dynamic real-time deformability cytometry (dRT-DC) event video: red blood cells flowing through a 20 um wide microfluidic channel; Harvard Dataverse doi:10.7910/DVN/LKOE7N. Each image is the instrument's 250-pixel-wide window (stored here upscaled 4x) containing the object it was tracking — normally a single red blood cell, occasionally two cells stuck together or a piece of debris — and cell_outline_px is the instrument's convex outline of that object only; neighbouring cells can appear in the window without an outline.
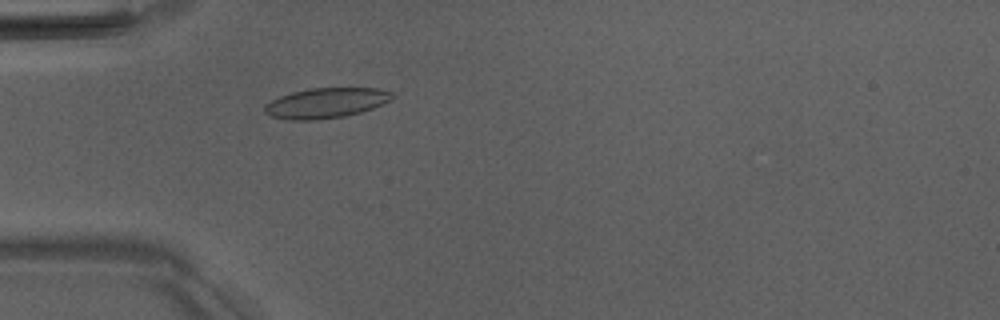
{"species": "Egyptian fruit bat (a non-hibernating species)", "species_latin": "Rousettus aegyptiacus", "temperature_condition": "room temperature", "stored_images_in_passage": 14, "camera_frame_rate_fps": 3000, "um_per_image_px": 0.085, "animal": {"sex": "male"}, "frame": {"image": 1, "passage_image": 3, "time_ms": 0.667, "image_size_px": [1000, 320], "cell_outline_px": [[392, 96], [388, 100], [372, 108], [360, 112], [344, 116], [316, 120], [292, 120], [268, 116], [264, 112], [264, 104], [280, 96], [292, 92], [308, 88], [380, 88], [392, 92]], "centroid_in_image_um": [27.64, 8.75], "position_along_channel_um": 57.4, "area_um2": 22.31}}
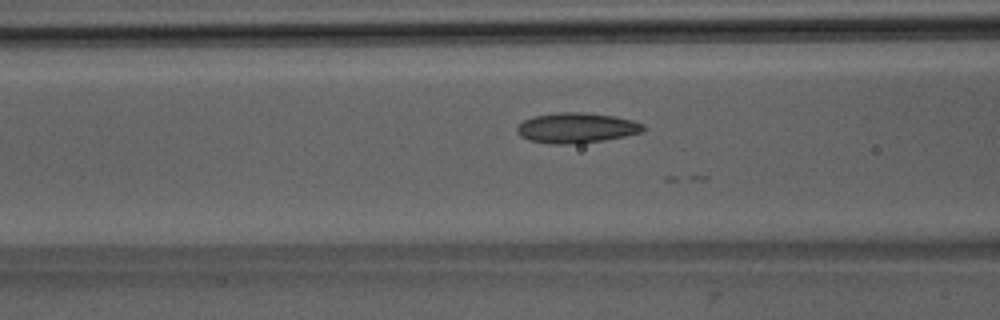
{"frame": {"image": 2, "passage_image": 8, "time_ms": 2.333, "image_size_px": [1000, 320], "cell_outline_px": [[644, 128], [640, 132], [624, 136], [604, 140], [576, 144], [548, 144], [528, 140], [520, 136], [516, 132], [516, 128], [524, 120], [532, 116], [560, 112], [580, 112], [616, 116], [632, 120], [644, 124]], "centroid_in_image_um": [48.96, 10.87], "position_along_channel_um": 117.6, "area_um2": 22.31}}